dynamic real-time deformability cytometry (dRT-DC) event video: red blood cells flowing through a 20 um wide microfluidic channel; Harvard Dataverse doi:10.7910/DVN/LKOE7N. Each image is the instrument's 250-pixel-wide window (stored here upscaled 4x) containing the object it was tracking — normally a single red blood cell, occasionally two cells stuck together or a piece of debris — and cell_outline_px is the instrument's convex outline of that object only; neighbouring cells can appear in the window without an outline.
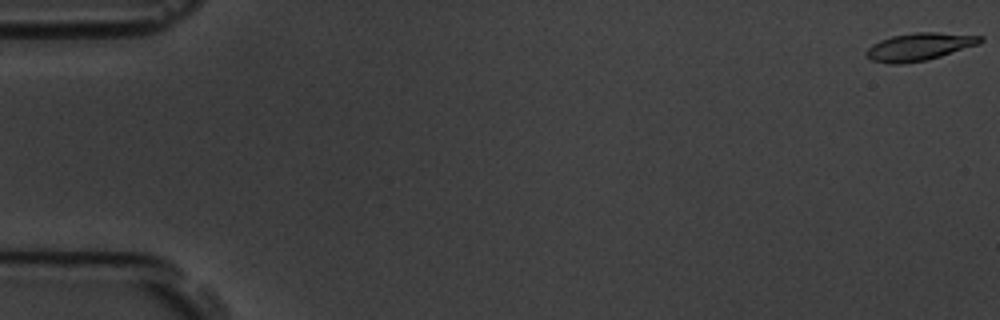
{"species": "common noctule bat (a hibernating species)", "species_latin": "Nyctalus noctula", "temperature_condition": "room temperature", "stored_images_in_passage": 8, "camera_frame_rate_fps": 3000, "um_per_image_px": 0.085, "animal": {"sex": "male", "body_mass_g": 19.5, "forearm_length_mm": 54.6}, "frame": {"image": 1, "passage_image": 1, "time_ms": 0.0, "image_size_px": [1000, 320], "cell_outline_px": [[984, 40], [980, 44], [940, 56], [924, 60], [900, 64], [888, 64], [872, 60], [864, 52], [872, 44], [880, 40], [892, 36], [916, 32], [936, 32], [984, 36]], "centroid_in_image_um": [78.16, 3.96], "position_along_channel_um": 6.8, "area_um2": 18.26}}
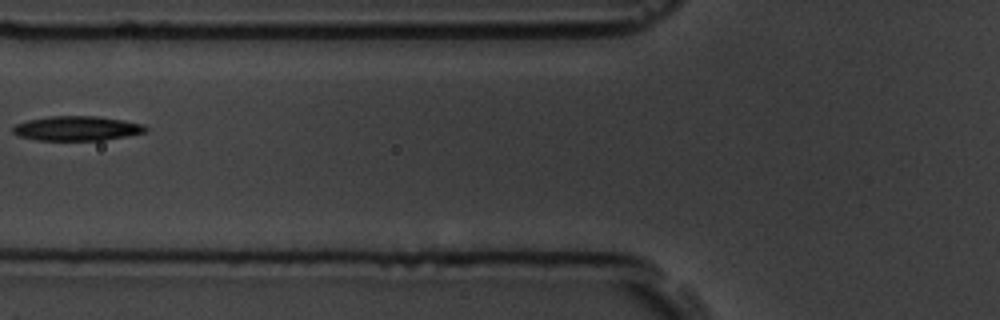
{"frame": {"image": 2, "passage_image": 7, "time_ms": 7.0, "image_size_px": [1000, 320], "cell_outline_px": [[148, 132], [128, 136], [104, 140], [36, 140], [20, 136], [12, 132], [12, 128], [16, 124], [28, 120], [48, 116], [96, 116], [124, 120], [144, 124], [148, 128]], "centroid_in_image_um": [6.59, 10.91], "position_along_channel_um": 119.2, "area_um2": 19.13}}
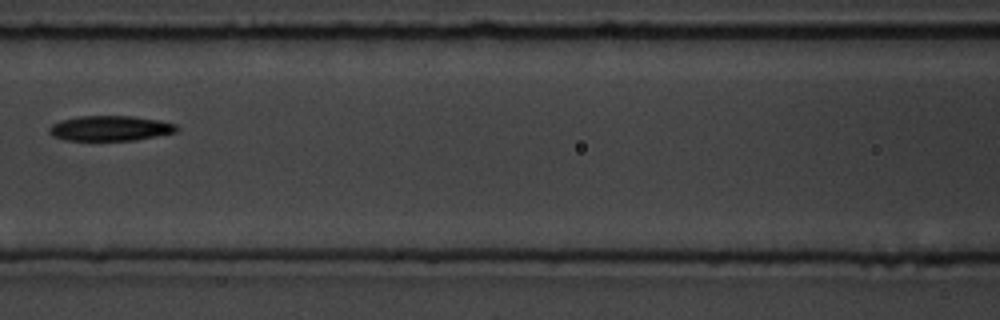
{"frame": {"image": 3, "passage_image": 8, "time_ms": 8.0, "image_size_px": [1000, 320], "cell_outline_px": [[180, 128], [176, 132], [136, 140], [64, 140], [52, 136], [48, 132], [48, 128], [52, 124], [60, 120], [80, 116], [132, 116], [160, 120], [176, 124]], "centroid_in_image_um": [9.36, 10.9], "position_along_channel_um": 157.2, "area_um2": 18.79}}